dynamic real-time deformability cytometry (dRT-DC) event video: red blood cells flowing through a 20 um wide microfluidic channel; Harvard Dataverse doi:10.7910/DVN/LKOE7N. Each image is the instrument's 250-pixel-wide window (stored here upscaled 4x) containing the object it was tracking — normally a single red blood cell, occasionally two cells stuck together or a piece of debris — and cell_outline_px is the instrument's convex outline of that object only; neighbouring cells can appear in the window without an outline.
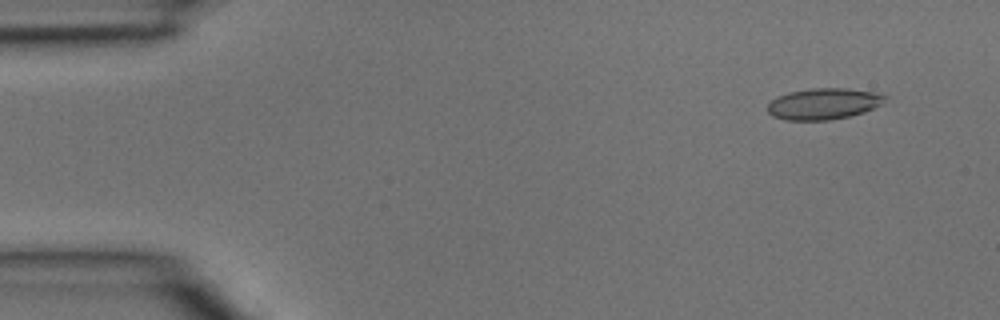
{"species": "common noctule bat (a hibernating species)", "species_latin": "Nyctalus noctula", "temperature_condition": "room temperature", "stored_images_in_passage": 4, "camera_frame_rate_fps": 3000, "um_per_image_px": 0.085, "animal": {"sex": "male", "body_mass_g": 15.6}, "frame": {"image": 1, "passage_image": 1, "time_ms": 0.0, "image_size_px": [1000, 320], "cell_outline_px": [[888, 96], [880, 104], [864, 112], [848, 116], [828, 120], [784, 120], [772, 116], [768, 112], [768, 104], [776, 96], [788, 92], [808, 88], [844, 88], [872, 92]], "centroid_in_image_um": [69.94, 8.82], "position_along_channel_um": 15.1, "area_um2": 21.27}}